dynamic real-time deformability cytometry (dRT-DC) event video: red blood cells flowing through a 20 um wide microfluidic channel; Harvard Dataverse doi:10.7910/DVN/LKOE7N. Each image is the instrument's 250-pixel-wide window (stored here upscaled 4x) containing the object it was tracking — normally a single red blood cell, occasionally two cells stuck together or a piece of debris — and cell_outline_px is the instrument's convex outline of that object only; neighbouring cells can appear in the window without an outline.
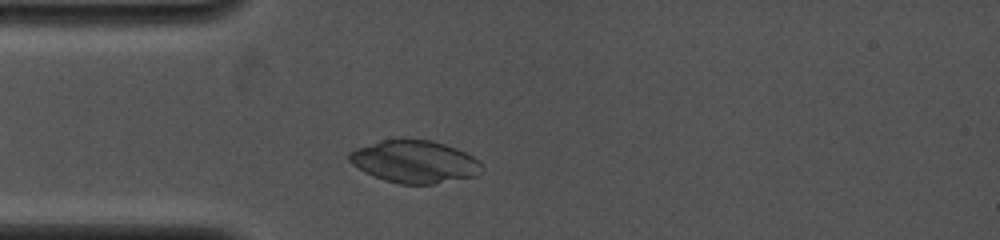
{"species": "common noctule bat (a hibernating species)", "species_latin": "Nyctalus noctula", "temperature_condition": "cold", "stored_images_in_passage": 24, "camera_frame_rate_fps": 4000, "um_per_image_px": 0.085, "animal": {"sex": "female", "body_mass_g": 19.0, "forearm_length_mm": 53.3}, "frame": {"image": 1, "passage_image": 4, "time_ms": 1.5, "image_size_px": [1000, 240], "cell_outline_px": [[480, 172], [476, 176], [432, 184], [400, 184], [384, 180], [364, 172], [352, 164], [348, 160], [348, 152], [356, 148], [380, 140], [432, 140], [456, 148], [480, 160]], "centroid_in_image_um": [35.21, 13.75], "position_along_channel_um": 49.8, "area_um2": 32.6}}
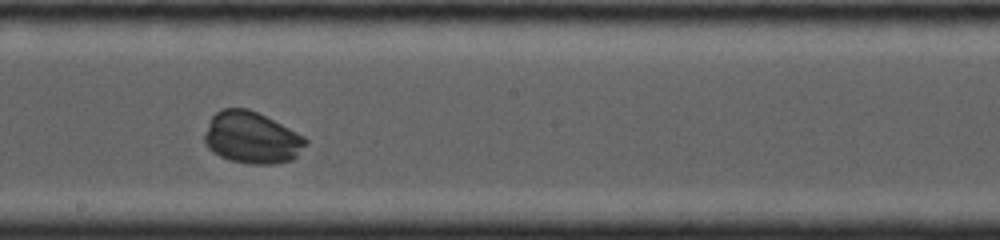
{"frame": {"image": 2, "passage_image": 14, "time_ms": 6.0, "image_size_px": [1000, 240], "cell_outline_px": [[308, 144], [292, 160], [272, 164], [252, 164], [228, 160], [220, 156], [208, 148], [204, 140], [204, 132], [212, 116], [216, 112], [224, 108], [248, 108], [304, 136], [308, 140]], "centroid_in_image_um": [21.39, 11.71], "position_along_channel_um": 226.8, "area_um2": 30.35}}
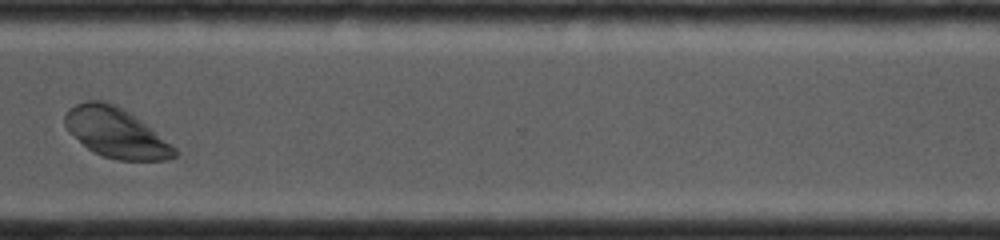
{"frame": {"image": 3, "passage_image": 21, "time_ms": 9.25, "image_size_px": [1000, 240], "cell_outline_px": [[180, 152], [176, 156], [168, 160], [116, 160], [104, 156], [88, 148], [68, 132], [64, 124], [64, 116], [68, 108], [76, 104], [88, 100], [104, 100], [124, 108], [140, 120], [176, 148]], "centroid_in_image_um": [9.84, 11.27], "position_along_channel_um": 360.8, "area_um2": 31.73}}